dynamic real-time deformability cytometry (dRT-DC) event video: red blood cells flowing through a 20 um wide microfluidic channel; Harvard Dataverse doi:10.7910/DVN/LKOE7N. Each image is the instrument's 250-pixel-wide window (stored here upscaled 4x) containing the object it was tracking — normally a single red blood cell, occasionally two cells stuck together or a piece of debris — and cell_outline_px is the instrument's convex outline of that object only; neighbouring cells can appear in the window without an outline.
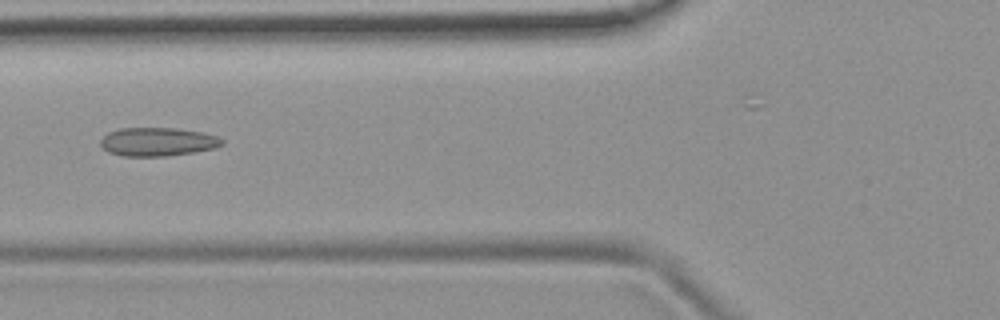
{"species": "common noctule bat (a hibernating species)", "species_latin": "Nyctalus noctula", "temperature_condition": "room temperature", "stored_images_in_passage": 5, "camera_frame_rate_fps": 3000, "um_per_image_px": 0.085, "animal": {"sex": "female", "body_mass_g": 19.9}, "frame": {"image": 1, "passage_image": 5, "time_ms": 1.333, "image_size_px": [1000, 320], "cell_outline_px": [[224, 144], [216, 148], [196, 152], [164, 156], [124, 156], [108, 152], [100, 144], [100, 140], [108, 132], [120, 128], [176, 128], [200, 132], [216, 136], [224, 140]], "centroid_in_image_um": [13.41, 12.05], "position_along_channel_um": 112.4, "area_um2": 20.23}}